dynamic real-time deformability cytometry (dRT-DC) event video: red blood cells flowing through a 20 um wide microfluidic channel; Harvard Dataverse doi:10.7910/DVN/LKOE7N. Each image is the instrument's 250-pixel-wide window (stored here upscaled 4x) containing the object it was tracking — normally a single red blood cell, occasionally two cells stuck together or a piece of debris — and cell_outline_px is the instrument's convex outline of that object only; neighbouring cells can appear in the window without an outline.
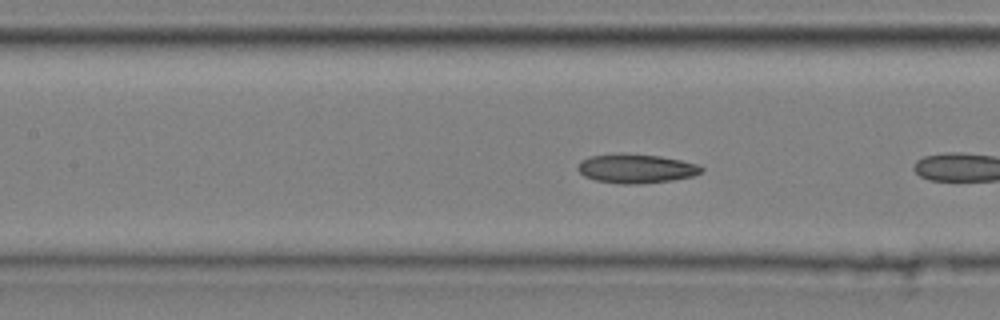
{"species": "common noctule bat (a hibernating species)", "species_latin": "Nyctalus noctula", "temperature_condition": "cold", "stored_images_in_passage": 9, "camera_frame_rate_fps": 3000, "um_per_image_px": 0.085, "animal": {"sex": "male", "body_mass_g": 20.4}, "frame": {"image": 1, "passage_image": 8, "time_ms": 2.333, "image_size_px": [1000, 320], "cell_outline_px": [[704, 168], [700, 172], [692, 176], [672, 180], [640, 184], [620, 184], [596, 180], [584, 176], [576, 168], [580, 160], [588, 156], [616, 152], [660, 156], [680, 160], [696, 164]], "centroid_in_image_um": [53.99, 14.31], "position_along_channel_um": 153.4, "area_um2": 21.15}}